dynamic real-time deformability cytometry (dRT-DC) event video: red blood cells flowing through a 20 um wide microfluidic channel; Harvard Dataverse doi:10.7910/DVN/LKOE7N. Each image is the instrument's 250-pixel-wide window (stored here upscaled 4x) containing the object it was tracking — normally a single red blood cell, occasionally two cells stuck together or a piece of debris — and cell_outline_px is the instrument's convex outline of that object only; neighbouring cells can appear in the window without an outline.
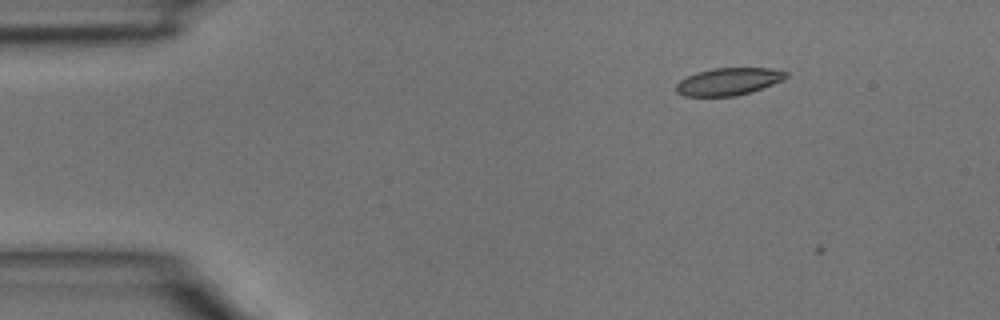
{"species": "common noctule bat (a hibernating species)", "species_latin": "Nyctalus noctula", "temperature_condition": "room temperature", "stored_images_in_passage": 4, "camera_frame_rate_fps": 3000, "um_per_image_px": 0.085, "animal": {"sex": "male", "body_mass_g": 15.6}, "frame": {"image": 1, "passage_image": 2, "time_ms": 0.333, "image_size_px": [1000, 320], "cell_outline_px": [[788, 76], [772, 84], [752, 92], [736, 96], [684, 96], [676, 92], [676, 84], [680, 80], [696, 72], [712, 68], [772, 68], [788, 72]], "centroid_in_image_um": [61.91, 6.93], "position_along_channel_um": 23.1, "area_um2": 17.51}}
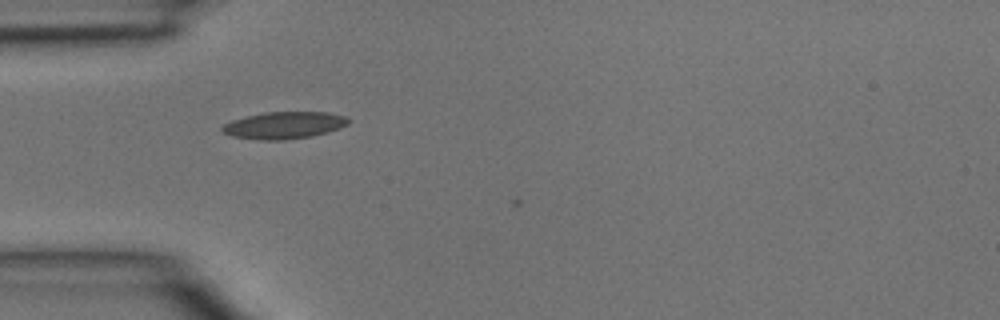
{"frame": {"image": 2, "passage_image": 4, "time_ms": 1.0, "image_size_px": [1000, 320], "cell_outline_px": [[348, 124], [328, 132], [312, 136], [280, 140], [260, 140], [232, 136], [224, 132], [220, 128], [224, 124], [232, 120], [264, 112], [328, 112], [344, 116], [348, 120]], "centroid_in_image_um": [24.13, 10.64], "position_along_channel_um": 60.9, "area_um2": 19.65}}